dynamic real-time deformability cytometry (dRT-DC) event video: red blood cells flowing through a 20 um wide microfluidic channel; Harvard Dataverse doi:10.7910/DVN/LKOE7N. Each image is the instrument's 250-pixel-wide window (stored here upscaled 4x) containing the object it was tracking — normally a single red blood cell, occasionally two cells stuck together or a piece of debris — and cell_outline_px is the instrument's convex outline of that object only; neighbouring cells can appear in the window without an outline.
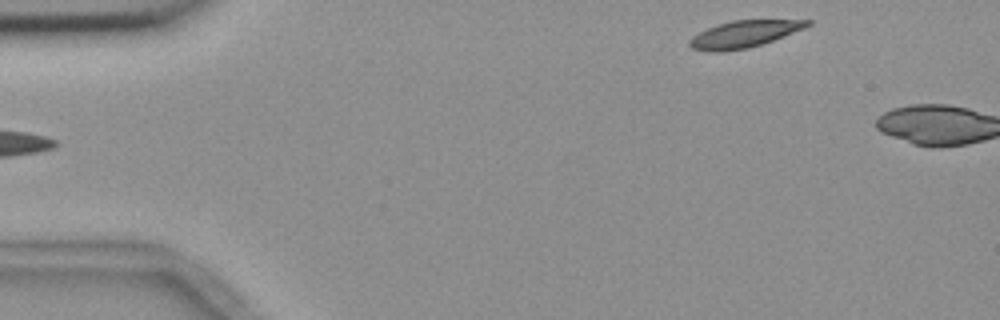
{"species": "common noctule bat (a hibernating species)", "species_latin": "Nyctalus noctula", "temperature_condition": "room temperature", "stored_images_in_passage": 6, "camera_frame_rate_fps": 3000, "um_per_image_px": 0.085, "animal": {"sex": "female", "body_mass_g": 18.4}, "frame": {"image": 1, "passage_image": 6, "time_ms": 6.0, "image_size_px": [1000, 320], "cell_outline_px": [[812, 24], [804, 28], [772, 40], [748, 48], [720, 52], [708, 52], [692, 48], [688, 44], [688, 40], [692, 36], [716, 24], [732, 20], [812, 20]], "centroid_in_image_um": [63.19, 2.9], "position_along_channel_um": 21.8, "area_um2": 18.32}}